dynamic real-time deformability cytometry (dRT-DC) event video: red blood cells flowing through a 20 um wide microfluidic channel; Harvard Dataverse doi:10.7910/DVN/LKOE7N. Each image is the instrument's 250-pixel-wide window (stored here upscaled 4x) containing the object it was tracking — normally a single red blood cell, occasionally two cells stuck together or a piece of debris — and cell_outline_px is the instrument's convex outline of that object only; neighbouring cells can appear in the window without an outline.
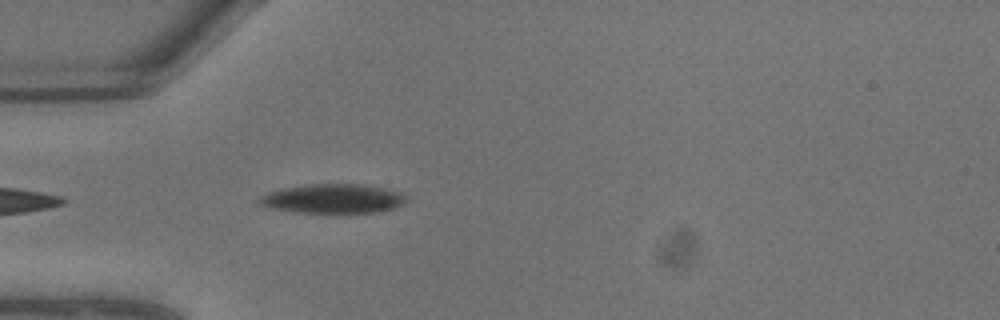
{"species": "common noctule bat (a hibernating species)", "species_latin": "Nyctalus noctula", "temperature_condition": "warm", "stored_images_in_passage": 3, "camera_frame_rate_fps": 3000, "um_per_image_px": 0.085, "animal": {"sex": "male", "body_mass_g": 13.3}, "frame": {"image": 1, "passage_image": 3, "time_ms": 0.667, "image_size_px": [1000, 320], "cell_outline_px": [[404, 204], [380, 212], [296, 212], [272, 208], [260, 204], [256, 200], [260, 196], [268, 192], [284, 188], [308, 184], [364, 184], [404, 192]], "centroid_in_image_um": [28.3, 16.87], "position_along_channel_um": 56.7, "area_um2": 24.91}}